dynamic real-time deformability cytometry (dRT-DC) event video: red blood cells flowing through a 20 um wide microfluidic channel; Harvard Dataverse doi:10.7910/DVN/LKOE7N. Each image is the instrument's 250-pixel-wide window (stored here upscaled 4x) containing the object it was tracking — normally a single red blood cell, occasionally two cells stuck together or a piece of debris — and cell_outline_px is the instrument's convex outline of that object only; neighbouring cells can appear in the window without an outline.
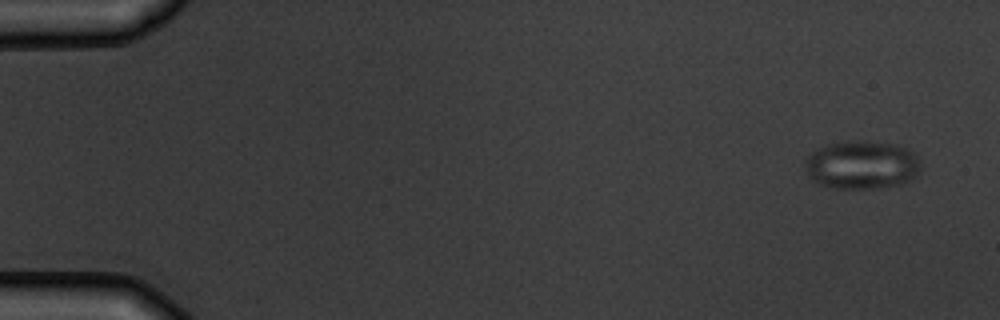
{"species": "common noctule bat (a hibernating species)", "species_latin": "Nyctalus noctula", "temperature_condition": "warm", "stored_images_in_passage": 5, "camera_frame_rate_fps": 3000, "um_per_image_px": 0.085, "animal": {"sex": "male", "body_mass_g": 19.5, "forearm_length_mm": 54.6}, "frame": {"image": 1, "passage_image": 1, "time_ms": 0.0, "image_size_px": [1000, 320], "cell_outline_px": [[920, 168], [908, 180], [900, 184], [872, 188], [832, 188], [820, 184], [812, 180], [808, 176], [804, 164], [808, 156], [812, 152], [828, 144], [896, 144], [908, 148], [920, 160]], "centroid_in_image_um": [73.23, 14.07], "position_along_channel_um": 11.8, "area_um2": 31.33}}